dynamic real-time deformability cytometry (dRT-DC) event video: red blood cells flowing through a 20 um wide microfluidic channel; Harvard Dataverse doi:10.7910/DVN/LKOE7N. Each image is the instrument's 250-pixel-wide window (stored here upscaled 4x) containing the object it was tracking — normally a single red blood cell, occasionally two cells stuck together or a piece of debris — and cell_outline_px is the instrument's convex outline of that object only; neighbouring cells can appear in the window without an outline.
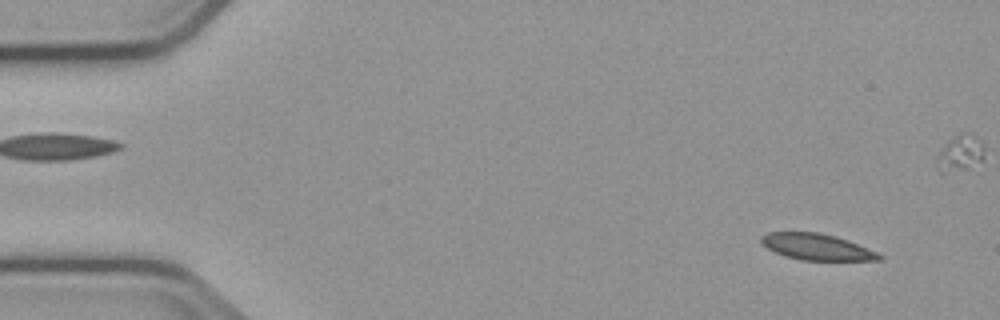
{"species": "common noctule bat (a hibernating species)", "species_latin": "Nyctalus noctula", "temperature_condition": "cold", "stored_images_in_passage": 56, "camera_frame_rate_fps": 3000, "um_per_image_px": 0.085, "animal": {"sex": "male", "body_mass_g": 23.1, "forearm_length_mm": 52.7}, "frame": {"image": 1, "passage_image": 5, "time_ms": 1.333, "image_size_px": [1000, 320], "cell_outline_px": [[884, 256], [880, 260], [800, 260], [784, 256], [768, 248], [760, 240], [760, 236], [768, 232], [820, 232], [836, 236], [848, 240], [876, 252]], "centroid_in_image_um": [69.41, 20.98], "position_along_channel_um": 15.6, "area_um2": 17.98}}
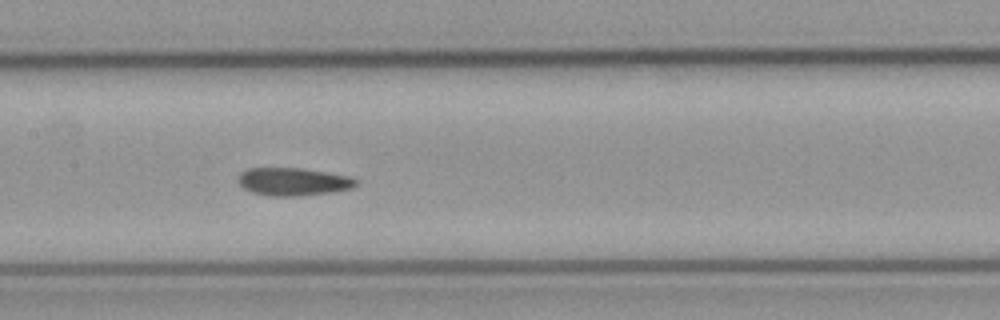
{"frame": {"image": 2, "passage_image": 27, "time_ms": 8.667, "image_size_px": [1000, 320], "cell_outline_px": [[360, 184], [352, 188], [332, 192], [300, 196], [272, 196], [252, 192], [244, 188], [236, 180], [240, 172], [248, 168], [304, 168], [348, 176], [360, 180]], "centroid_in_image_um": [24.95, 15.44], "position_along_channel_um": 182.5, "area_um2": 19.36}}
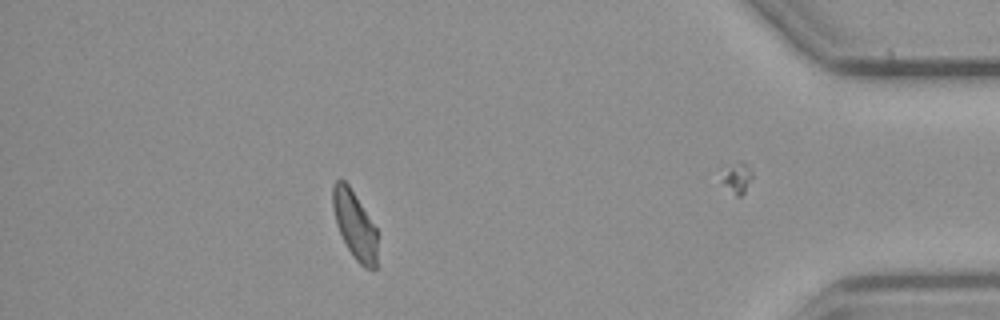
{"frame": {"image": 3, "passage_image": 49, "time_ms": 16.0, "image_size_px": [1000, 320], "cell_outline_px": [[376, 268], [364, 268], [356, 260], [348, 248], [336, 224], [332, 208], [332, 188], [336, 180], [344, 180], [348, 184], [376, 228]], "centroid_in_image_um": [30.12, 19.1], "position_along_channel_um": 405.1, "area_um2": 17.22}, "authors_computed_cell_mechanics": {"area_um2": 18.8428, "velocity_mm_per_s": 3.7393, "shape_relaxation_time_tau1_ms": 6.7884, "shape_relaxation_time_tau2_ms": 4.6362, "deformation_change_tau1": 0.14, "deformation_change_tau2": 0.1041}}